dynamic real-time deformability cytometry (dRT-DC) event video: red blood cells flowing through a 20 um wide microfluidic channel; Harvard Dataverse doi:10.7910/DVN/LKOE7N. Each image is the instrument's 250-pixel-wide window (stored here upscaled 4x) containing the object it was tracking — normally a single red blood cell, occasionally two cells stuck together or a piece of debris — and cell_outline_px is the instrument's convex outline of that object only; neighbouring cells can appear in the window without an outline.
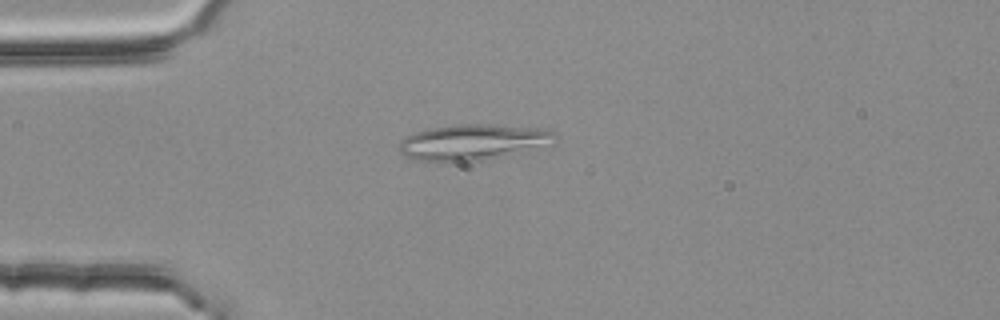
{"species": "common noctule bat (a hibernating species)", "species_latin": "Nyctalus noctula", "temperature_condition": "room temperature", "stored_images_in_passage": 5, "camera_frame_rate_fps": 3000, "um_per_image_px": 0.085, "animal": {"sex": "female", "body_mass_g": 25.1}, "frame": {"image": 1, "passage_image": 4, "time_ms": 1.0, "image_size_px": [1000, 320], "cell_outline_px": [[560, 136], [536, 144], [484, 160], [416, 160], [404, 156], [400, 152], [400, 140], [416, 132], [428, 128], [460, 124], [488, 124], [540, 128], [552, 132]], "centroid_in_image_um": [40.0, 12.04], "position_along_channel_um": 45.0, "area_um2": 30.58}}